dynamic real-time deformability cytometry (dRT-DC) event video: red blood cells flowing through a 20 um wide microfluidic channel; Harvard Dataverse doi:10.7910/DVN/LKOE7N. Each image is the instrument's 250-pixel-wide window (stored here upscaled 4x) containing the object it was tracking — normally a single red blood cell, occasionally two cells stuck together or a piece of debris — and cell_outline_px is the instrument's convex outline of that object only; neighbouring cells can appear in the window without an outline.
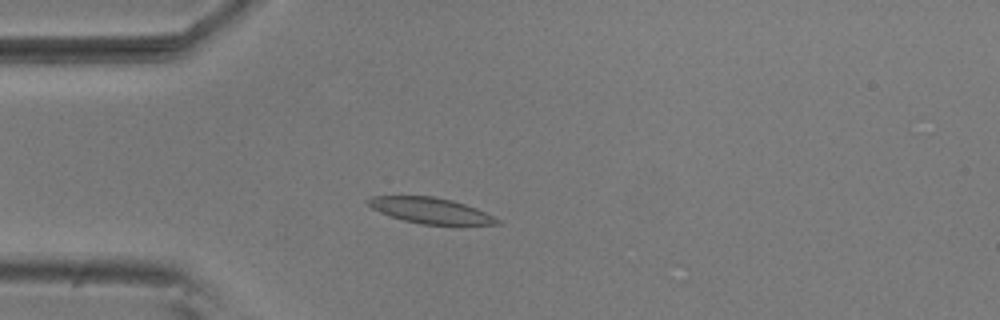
{"species": "common noctule bat (a hibernating species)", "species_latin": "Nyctalus noctula", "temperature_condition": "room temperature", "stored_images_in_passage": 5, "camera_frame_rate_fps": 3000, "um_per_image_px": 0.085, "animal": {"sex": "male", "body_mass_g": 20.5, "forearm_length_mm": 52.5}, "frame": {"image": 1, "passage_image": 4, "time_ms": 1.0, "image_size_px": [1000, 320], "cell_outline_px": [[500, 224], [420, 224], [404, 220], [380, 212], [372, 208], [364, 200], [372, 196], [432, 196], [452, 200], [476, 208], [500, 220]], "centroid_in_image_um": [36.55, 17.88], "position_along_channel_um": 48.5, "area_um2": 19.02}}